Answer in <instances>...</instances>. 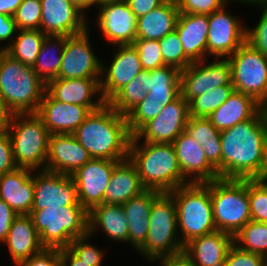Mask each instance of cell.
I'll return each instance as SVG.
<instances>
[{"label": "cell", "instance_id": "obj_1", "mask_svg": "<svg viewBox=\"0 0 267 266\" xmlns=\"http://www.w3.org/2000/svg\"><path fill=\"white\" fill-rule=\"evenodd\" d=\"M221 178H267V122L261 109L253 118L220 131Z\"/></svg>", "mask_w": 267, "mask_h": 266}, {"label": "cell", "instance_id": "obj_2", "mask_svg": "<svg viewBox=\"0 0 267 266\" xmlns=\"http://www.w3.org/2000/svg\"><path fill=\"white\" fill-rule=\"evenodd\" d=\"M73 135L92 158L112 161L128 158L132 135L127 118L108 103L92 111Z\"/></svg>", "mask_w": 267, "mask_h": 266}, {"label": "cell", "instance_id": "obj_3", "mask_svg": "<svg viewBox=\"0 0 267 266\" xmlns=\"http://www.w3.org/2000/svg\"><path fill=\"white\" fill-rule=\"evenodd\" d=\"M131 137L128 158L135 165L144 189L170 193L188 184L179 168L172 143L143 142Z\"/></svg>", "mask_w": 267, "mask_h": 266}, {"label": "cell", "instance_id": "obj_4", "mask_svg": "<svg viewBox=\"0 0 267 266\" xmlns=\"http://www.w3.org/2000/svg\"><path fill=\"white\" fill-rule=\"evenodd\" d=\"M45 91L33 67L0 50V97L11 114L36 113Z\"/></svg>", "mask_w": 267, "mask_h": 266}, {"label": "cell", "instance_id": "obj_5", "mask_svg": "<svg viewBox=\"0 0 267 266\" xmlns=\"http://www.w3.org/2000/svg\"><path fill=\"white\" fill-rule=\"evenodd\" d=\"M176 204L177 228L183 246L192 239L216 231L210 182L188 183L169 193Z\"/></svg>", "mask_w": 267, "mask_h": 266}, {"label": "cell", "instance_id": "obj_6", "mask_svg": "<svg viewBox=\"0 0 267 266\" xmlns=\"http://www.w3.org/2000/svg\"><path fill=\"white\" fill-rule=\"evenodd\" d=\"M29 216L44 248L63 249L88 234V211L83 206L31 210Z\"/></svg>", "mask_w": 267, "mask_h": 266}, {"label": "cell", "instance_id": "obj_7", "mask_svg": "<svg viewBox=\"0 0 267 266\" xmlns=\"http://www.w3.org/2000/svg\"><path fill=\"white\" fill-rule=\"evenodd\" d=\"M7 131L17 167L45 170L50 133L42 119L36 113L11 114Z\"/></svg>", "mask_w": 267, "mask_h": 266}, {"label": "cell", "instance_id": "obj_8", "mask_svg": "<svg viewBox=\"0 0 267 266\" xmlns=\"http://www.w3.org/2000/svg\"><path fill=\"white\" fill-rule=\"evenodd\" d=\"M210 196L217 230L235 236L251 221L248 179L213 180Z\"/></svg>", "mask_w": 267, "mask_h": 266}, {"label": "cell", "instance_id": "obj_9", "mask_svg": "<svg viewBox=\"0 0 267 266\" xmlns=\"http://www.w3.org/2000/svg\"><path fill=\"white\" fill-rule=\"evenodd\" d=\"M177 231L175 200L169 193H162L152 203L148 235L139 253L152 262L184 251Z\"/></svg>", "mask_w": 267, "mask_h": 266}, {"label": "cell", "instance_id": "obj_10", "mask_svg": "<svg viewBox=\"0 0 267 266\" xmlns=\"http://www.w3.org/2000/svg\"><path fill=\"white\" fill-rule=\"evenodd\" d=\"M235 91L267 102V57L245 41L228 58Z\"/></svg>", "mask_w": 267, "mask_h": 266}, {"label": "cell", "instance_id": "obj_11", "mask_svg": "<svg viewBox=\"0 0 267 266\" xmlns=\"http://www.w3.org/2000/svg\"><path fill=\"white\" fill-rule=\"evenodd\" d=\"M204 62L205 60L192 62L181 70V96L188 103L213 88L232 85L231 67L227 58L216 59L208 65Z\"/></svg>", "mask_w": 267, "mask_h": 266}, {"label": "cell", "instance_id": "obj_12", "mask_svg": "<svg viewBox=\"0 0 267 266\" xmlns=\"http://www.w3.org/2000/svg\"><path fill=\"white\" fill-rule=\"evenodd\" d=\"M101 69L102 63L92 51L88 30L67 37L57 78L101 79Z\"/></svg>", "mask_w": 267, "mask_h": 266}, {"label": "cell", "instance_id": "obj_13", "mask_svg": "<svg viewBox=\"0 0 267 266\" xmlns=\"http://www.w3.org/2000/svg\"><path fill=\"white\" fill-rule=\"evenodd\" d=\"M190 118L189 103L180 95L167 104L153 119L144 124L134 136L148 143H172L186 130Z\"/></svg>", "mask_w": 267, "mask_h": 266}, {"label": "cell", "instance_id": "obj_14", "mask_svg": "<svg viewBox=\"0 0 267 266\" xmlns=\"http://www.w3.org/2000/svg\"><path fill=\"white\" fill-rule=\"evenodd\" d=\"M39 172L33 174L34 200L31 210L82 206L78 202L76 183L72 176L47 170Z\"/></svg>", "mask_w": 267, "mask_h": 266}, {"label": "cell", "instance_id": "obj_15", "mask_svg": "<svg viewBox=\"0 0 267 266\" xmlns=\"http://www.w3.org/2000/svg\"><path fill=\"white\" fill-rule=\"evenodd\" d=\"M207 56L228 58L246 41V26L225 11V5L208 15Z\"/></svg>", "mask_w": 267, "mask_h": 266}, {"label": "cell", "instance_id": "obj_16", "mask_svg": "<svg viewBox=\"0 0 267 266\" xmlns=\"http://www.w3.org/2000/svg\"><path fill=\"white\" fill-rule=\"evenodd\" d=\"M119 162L92 158L71 175L76 183L78 202L87 211L103 203L105 189Z\"/></svg>", "mask_w": 267, "mask_h": 266}, {"label": "cell", "instance_id": "obj_17", "mask_svg": "<svg viewBox=\"0 0 267 266\" xmlns=\"http://www.w3.org/2000/svg\"><path fill=\"white\" fill-rule=\"evenodd\" d=\"M40 30L46 35L73 36L88 29L86 16L69 0H40Z\"/></svg>", "mask_w": 267, "mask_h": 266}, {"label": "cell", "instance_id": "obj_18", "mask_svg": "<svg viewBox=\"0 0 267 266\" xmlns=\"http://www.w3.org/2000/svg\"><path fill=\"white\" fill-rule=\"evenodd\" d=\"M117 46L109 68L102 65L101 69V74H105V79H100L101 95L106 102L143 70L139 53L133 44Z\"/></svg>", "mask_w": 267, "mask_h": 266}, {"label": "cell", "instance_id": "obj_19", "mask_svg": "<svg viewBox=\"0 0 267 266\" xmlns=\"http://www.w3.org/2000/svg\"><path fill=\"white\" fill-rule=\"evenodd\" d=\"M98 26L104 38L114 45L133 44L137 34V17L125 0L99 7Z\"/></svg>", "mask_w": 267, "mask_h": 266}, {"label": "cell", "instance_id": "obj_20", "mask_svg": "<svg viewBox=\"0 0 267 266\" xmlns=\"http://www.w3.org/2000/svg\"><path fill=\"white\" fill-rule=\"evenodd\" d=\"M91 112L89 107L64 103L45 91L36 114L50 134H73Z\"/></svg>", "mask_w": 267, "mask_h": 266}, {"label": "cell", "instance_id": "obj_21", "mask_svg": "<svg viewBox=\"0 0 267 266\" xmlns=\"http://www.w3.org/2000/svg\"><path fill=\"white\" fill-rule=\"evenodd\" d=\"M172 144L182 175L189 183H208L219 179L218 171L208 162L200 143L186 130ZM189 176L192 177L190 180Z\"/></svg>", "mask_w": 267, "mask_h": 266}, {"label": "cell", "instance_id": "obj_22", "mask_svg": "<svg viewBox=\"0 0 267 266\" xmlns=\"http://www.w3.org/2000/svg\"><path fill=\"white\" fill-rule=\"evenodd\" d=\"M91 159L73 134H50L45 170L71 176Z\"/></svg>", "mask_w": 267, "mask_h": 266}, {"label": "cell", "instance_id": "obj_23", "mask_svg": "<svg viewBox=\"0 0 267 266\" xmlns=\"http://www.w3.org/2000/svg\"><path fill=\"white\" fill-rule=\"evenodd\" d=\"M46 91L56 100L86 106L92 111L107 103L101 94L96 102L92 100L95 94L101 93L100 79L56 78L46 85Z\"/></svg>", "mask_w": 267, "mask_h": 266}, {"label": "cell", "instance_id": "obj_24", "mask_svg": "<svg viewBox=\"0 0 267 266\" xmlns=\"http://www.w3.org/2000/svg\"><path fill=\"white\" fill-rule=\"evenodd\" d=\"M0 199L17 215H29L34 200L32 170L17 168L0 175Z\"/></svg>", "mask_w": 267, "mask_h": 266}, {"label": "cell", "instance_id": "obj_25", "mask_svg": "<svg viewBox=\"0 0 267 266\" xmlns=\"http://www.w3.org/2000/svg\"><path fill=\"white\" fill-rule=\"evenodd\" d=\"M234 236L216 230L192 239L184 246V252L197 266H225V259Z\"/></svg>", "mask_w": 267, "mask_h": 266}, {"label": "cell", "instance_id": "obj_26", "mask_svg": "<svg viewBox=\"0 0 267 266\" xmlns=\"http://www.w3.org/2000/svg\"><path fill=\"white\" fill-rule=\"evenodd\" d=\"M208 15L180 13L175 26L185 54L193 61L206 60Z\"/></svg>", "mask_w": 267, "mask_h": 266}, {"label": "cell", "instance_id": "obj_27", "mask_svg": "<svg viewBox=\"0 0 267 266\" xmlns=\"http://www.w3.org/2000/svg\"><path fill=\"white\" fill-rule=\"evenodd\" d=\"M3 243L8 246L15 266L44 249L29 215H18L13 220L8 236Z\"/></svg>", "mask_w": 267, "mask_h": 266}, {"label": "cell", "instance_id": "obj_28", "mask_svg": "<svg viewBox=\"0 0 267 266\" xmlns=\"http://www.w3.org/2000/svg\"><path fill=\"white\" fill-rule=\"evenodd\" d=\"M161 194L155 190L145 189L122 205L128 219V242L136 250L145 243L149 231L151 206Z\"/></svg>", "mask_w": 267, "mask_h": 266}, {"label": "cell", "instance_id": "obj_29", "mask_svg": "<svg viewBox=\"0 0 267 266\" xmlns=\"http://www.w3.org/2000/svg\"><path fill=\"white\" fill-rule=\"evenodd\" d=\"M144 190L135 165L127 158L114 167L103 203L123 205Z\"/></svg>", "mask_w": 267, "mask_h": 266}, {"label": "cell", "instance_id": "obj_30", "mask_svg": "<svg viewBox=\"0 0 267 266\" xmlns=\"http://www.w3.org/2000/svg\"><path fill=\"white\" fill-rule=\"evenodd\" d=\"M261 109L262 105L252 96L234 90L230 97L208 119L218 131H223L237 123L253 118Z\"/></svg>", "mask_w": 267, "mask_h": 266}, {"label": "cell", "instance_id": "obj_31", "mask_svg": "<svg viewBox=\"0 0 267 266\" xmlns=\"http://www.w3.org/2000/svg\"><path fill=\"white\" fill-rule=\"evenodd\" d=\"M99 228L108 238L118 242H127L128 219L122 205L102 203L92 207L88 211V234L93 235Z\"/></svg>", "mask_w": 267, "mask_h": 266}, {"label": "cell", "instance_id": "obj_32", "mask_svg": "<svg viewBox=\"0 0 267 266\" xmlns=\"http://www.w3.org/2000/svg\"><path fill=\"white\" fill-rule=\"evenodd\" d=\"M179 9L175 3L164 2L137 19L136 39L160 40L175 30Z\"/></svg>", "mask_w": 267, "mask_h": 266}, {"label": "cell", "instance_id": "obj_33", "mask_svg": "<svg viewBox=\"0 0 267 266\" xmlns=\"http://www.w3.org/2000/svg\"><path fill=\"white\" fill-rule=\"evenodd\" d=\"M186 132L200 143L208 162L218 171L221 178V137L220 131L208 118L190 117Z\"/></svg>", "mask_w": 267, "mask_h": 266}, {"label": "cell", "instance_id": "obj_34", "mask_svg": "<svg viewBox=\"0 0 267 266\" xmlns=\"http://www.w3.org/2000/svg\"><path fill=\"white\" fill-rule=\"evenodd\" d=\"M180 74L179 69L167 65L150 70L148 92L144 100H155L165 107L177 99L181 95Z\"/></svg>", "mask_w": 267, "mask_h": 266}, {"label": "cell", "instance_id": "obj_35", "mask_svg": "<svg viewBox=\"0 0 267 266\" xmlns=\"http://www.w3.org/2000/svg\"><path fill=\"white\" fill-rule=\"evenodd\" d=\"M67 37L63 35H46L44 38L33 69L45 85L58 77L62 62V52Z\"/></svg>", "mask_w": 267, "mask_h": 266}, {"label": "cell", "instance_id": "obj_36", "mask_svg": "<svg viewBox=\"0 0 267 266\" xmlns=\"http://www.w3.org/2000/svg\"><path fill=\"white\" fill-rule=\"evenodd\" d=\"M17 31L19 34L17 37L15 36L12 43L2 46L0 50H4L12 58L26 66L33 67L46 34L41 30L17 29Z\"/></svg>", "mask_w": 267, "mask_h": 266}, {"label": "cell", "instance_id": "obj_37", "mask_svg": "<svg viewBox=\"0 0 267 266\" xmlns=\"http://www.w3.org/2000/svg\"><path fill=\"white\" fill-rule=\"evenodd\" d=\"M148 78H150V71L142 70L107 103L118 113L126 116L146 97Z\"/></svg>", "mask_w": 267, "mask_h": 266}, {"label": "cell", "instance_id": "obj_38", "mask_svg": "<svg viewBox=\"0 0 267 266\" xmlns=\"http://www.w3.org/2000/svg\"><path fill=\"white\" fill-rule=\"evenodd\" d=\"M234 244L241 250L267 257V223L249 221L234 236Z\"/></svg>", "mask_w": 267, "mask_h": 266}, {"label": "cell", "instance_id": "obj_39", "mask_svg": "<svg viewBox=\"0 0 267 266\" xmlns=\"http://www.w3.org/2000/svg\"><path fill=\"white\" fill-rule=\"evenodd\" d=\"M233 85H222L194 98L189 103L190 117L208 118L233 93Z\"/></svg>", "mask_w": 267, "mask_h": 266}, {"label": "cell", "instance_id": "obj_40", "mask_svg": "<svg viewBox=\"0 0 267 266\" xmlns=\"http://www.w3.org/2000/svg\"><path fill=\"white\" fill-rule=\"evenodd\" d=\"M162 59L165 65L184 70L193 61L185 54L177 32L167 34L159 40Z\"/></svg>", "mask_w": 267, "mask_h": 266}, {"label": "cell", "instance_id": "obj_41", "mask_svg": "<svg viewBox=\"0 0 267 266\" xmlns=\"http://www.w3.org/2000/svg\"><path fill=\"white\" fill-rule=\"evenodd\" d=\"M251 220L267 223V178L248 179Z\"/></svg>", "mask_w": 267, "mask_h": 266}, {"label": "cell", "instance_id": "obj_42", "mask_svg": "<svg viewBox=\"0 0 267 266\" xmlns=\"http://www.w3.org/2000/svg\"><path fill=\"white\" fill-rule=\"evenodd\" d=\"M164 107L155 100H142L127 115V124L133 136L144 124L155 118Z\"/></svg>", "mask_w": 267, "mask_h": 266}, {"label": "cell", "instance_id": "obj_43", "mask_svg": "<svg viewBox=\"0 0 267 266\" xmlns=\"http://www.w3.org/2000/svg\"><path fill=\"white\" fill-rule=\"evenodd\" d=\"M42 7L40 0H23L14 19L17 29L40 30Z\"/></svg>", "mask_w": 267, "mask_h": 266}, {"label": "cell", "instance_id": "obj_44", "mask_svg": "<svg viewBox=\"0 0 267 266\" xmlns=\"http://www.w3.org/2000/svg\"><path fill=\"white\" fill-rule=\"evenodd\" d=\"M140 57L143 70H154L164 66L159 40L136 39L133 43Z\"/></svg>", "mask_w": 267, "mask_h": 266}, {"label": "cell", "instance_id": "obj_45", "mask_svg": "<svg viewBox=\"0 0 267 266\" xmlns=\"http://www.w3.org/2000/svg\"><path fill=\"white\" fill-rule=\"evenodd\" d=\"M89 234L74 239L69 249L83 262L89 264V266H101L103 260V251L95 246L87 243Z\"/></svg>", "mask_w": 267, "mask_h": 266}, {"label": "cell", "instance_id": "obj_46", "mask_svg": "<svg viewBox=\"0 0 267 266\" xmlns=\"http://www.w3.org/2000/svg\"><path fill=\"white\" fill-rule=\"evenodd\" d=\"M230 0H178L180 13L210 15L221 9Z\"/></svg>", "mask_w": 267, "mask_h": 266}, {"label": "cell", "instance_id": "obj_47", "mask_svg": "<svg viewBox=\"0 0 267 266\" xmlns=\"http://www.w3.org/2000/svg\"><path fill=\"white\" fill-rule=\"evenodd\" d=\"M262 15L255 28H246V41L267 57V7H260Z\"/></svg>", "mask_w": 267, "mask_h": 266}, {"label": "cell", "instance_id": "obj_48", "mask_svg": "<svg viewBox=\"0 0 267 266\" xmlns=\"http://www.w3.org/2000/svg\"><path fill=\"white\" fill-rule=\"evenodd\" d=\"M264 259L262 255L241 250L233 244L228 250L225 266H262Z\"/></svg>", "mask_w": 267, "mask_h": 266}, {"label": "cell", "instance_id": "obj_49", "mask_svg": "<svg viewBox=\"0 0 267 266\" xmlns=\"http://www.w3.org/2000/svg\"><path fill=\"white\" fill-rule=\"evenodd\" d=\"M14 160L12 143L7 130L0 132V175L17 169Z\"/></svg>", "mask_w": 267, "mask_h": 266}, {"label": "cell", "instance_id": "obj_50", "mask_svg": "<svg viewBox=\"0 0 267 266\" xmlns=\"http://www.w3.org/2000/svg\"><path fill=\"white\" fill-rule=\"evenodd\" d=\"M60 261V249L44 248L40 253L22 261L18 266H55Z\"/></svg>", "mask_w": 267, "mask_h": 266}, {"label": "cell", "instance_id": "obj_51", "mask_svg": "<svg viewBox=\"0 0 267 266\" xmlns=\"http://www.w3.org/2000/svg\"><path fill=\"white\" fill-rule=\"evenodd\" d=\"M17 216L11 207L4 200L0 199V243L6 240L13 220Z\"/></svg>", "mask_w": 267, "mask_h": 266}, {"label": "cell", "instance_id": "obj_52", "mask_svg": "<svg viewBox=\"0 0 267 266\" xmlns=\"http://www.w3.org/2000/svg\"><path fill=\"white\" fill-rule=\"evenodd\" d=\"M131 11L137 18L146 15L151 10L158 8L164 2L162 0H125Z\"/></svg>", "mask_w": 267, "mask_h": 266}, {"label": "cell", "instance_id": "obj_53", "mask_svg": "<svg viewBox=\"0 0 267 266\" xmlns=\"http://www.w3.org/2000/svg\"><path fill=\"white\" fill-rule=\"evenodd\" d=\"M17 32L14 16L0 14V42L14 39V33ZM13 37V38H12Z\"/></svg>", "mask_w": 267, "mask_h": 266}, {"label": "cell", "instance_id": "obj_54", "mask_svg": "<svg viewBox=\"0 0 267 266\" xmlns=\"http://www.w3.org/2000/svg\"><path fill=\"white\" fill-rule=\"evenodd\" d=\"M161 266H197L184 252L159 258Z\"/></svg>", "mask_w": 267, "mask_h": 266}, {"label": "cell", "instance_id": "obj_55", "mask_svg": "<svg viewBox=\"0 0 267 266\" xmlns=\"http://www.w3.org/2000/svg\"><path fill=\"white\" fill-rule=\"evenodd\" d=\"M60 260L65 266H89L81 261L69 248L60 249Z\"/></svg>", "mask_w": 267, "mask_h": 266}, {"label": "cell", "instance_id": "obj_56", "mask_svg": "<svg viewBox=\"0 0 267 266\" xmlns=\"http://www.w3.org/2000/svg\"><path fill=\"white\" fill-rule=\"evenodd\" d=\"M23 0H0V14L14 16Z\"/></svg>", "mask_w": 267, "mask_h": 266}, {"label": "cell", "instance_id": "obj_57", "mask_svg": "<svg viewBox=\"0 0 267 266\" xmlns=\"http://www.w3.org/2000/svg\"><path fill=\"white\" fill-rule=\"evenodd\" d=\"M10 117L11 113L6 109L4 102L0 97V132L7 130Z\"/></svg>", "mask_w": 267, "mask_h": 266}, {"label": "cell", "instance_id": "obj_58", "mask_svg": "<svg viewBox=\"0 0 267 266\" xmlns=\"http://www.w3.org/2000/svg\"><path fill=\"white\" fill-rule=\"evenodd\" d=\"M79 11H81L84 15L86 10L89 9V7L93 6L92 0H69Z\"/></svg>", "mask_w": 267, "mask_h": 266}, {"label": "cell", "instance_id": "obj_59", "mask_svg": "<svg viewBox=\"0 0 267 266\" xmlns=\"http://www.w3.org/2000/svg\"><path fill=\"white\" fill-rule=\"evenodd\" d=\"M233 1H239L242 2L243 4H252V5H259V7H267V0H233Z\"/></svg>", "mask_w": 267, "mask_h": 266}, {"label": "cell", "instance_id": "obj_60", "mask_svg": "<svg viewBox=\"0 0 267 266\" xmlns=\"http://www.w3.org/2000/svg\"><path fill=\"white\" fill-rule=\"evenodd\" d=\"M93 1V5H96L97 7L102 6L104 4H109V3H113V2H118L121 0H92Z\"/></svg>", "mask_w": 267, "mask_h": 266}, {"label": "cell", "instance_id": "obj_61", "mask_svg": "<svg viewBox=\"0 0 267 266\" xmlns=\"http://www.w3.org/2000/svg\"><path fill=\"white\" fill-rule=\"evenodd\" d=\"M262 110H263V112H264L265 119H266V122H267V102H265V103L262 105Z\"/></svg>", "mask_w": 267, "mask_h": 266}, {"label": "cell", "instance_id": "obj_62", "mask_svg": "<svg viewBox=\"0 0 267 266\" xmlns=\"http://www.w3.org/2000/svg\"><path fill=\"white\" fill-rule=\"evenodd\" d=\"M163 2H171V3H177L178 0H162Z\"/></svg>", "mask_w": 267, "mask_h": 266}, {"label": "cell", "instance_id": "obj_63", "mask_svg": "<svg viewBox=\"0 0 267 266\" xmlns=\"http://www.w3.org/2000/svg\"><path fill=\"white\" fill-rule=\"evenodd\" d=\"M55 266H65L64 263L60 260Z\"/></svg>", "mask_w": 267, "mask_h": 266}, {"label": "cell", "instance_id": "obj_64", "mask_svg": "<svg viewBox=\"0 0 267 266\" xmlns=\"http://www.w3.org/2000/svg\"><path fill=\"white\" fill-rule=\"evenodd\" d=\"M262 266H267V257H265Z\"/></svg>", "mask_w": 267, "mask_h": 266}]
</instances>
